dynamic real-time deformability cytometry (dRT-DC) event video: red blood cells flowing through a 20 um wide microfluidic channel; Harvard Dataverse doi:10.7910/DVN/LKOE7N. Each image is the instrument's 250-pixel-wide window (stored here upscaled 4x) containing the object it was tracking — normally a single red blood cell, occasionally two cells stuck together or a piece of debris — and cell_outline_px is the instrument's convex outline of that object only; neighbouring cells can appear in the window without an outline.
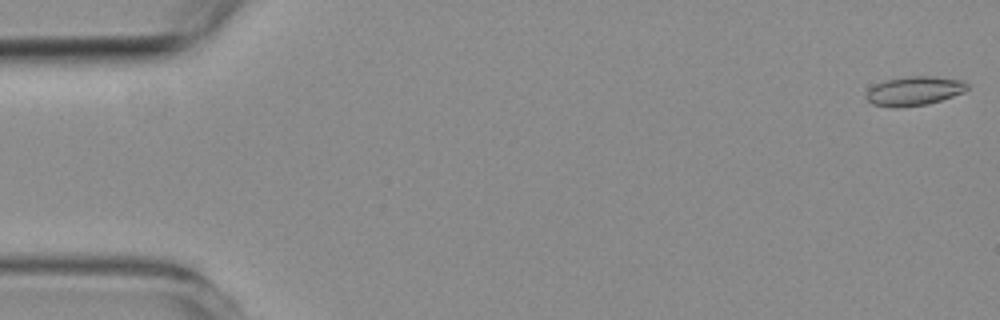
{"species": "common noctule bat (a hibernating species)", "species_latin": "Nyctalus noctula", "temperature_condition": "room temperature", "stored_images_in_passage": 5, "camera_frame_rate_fps": 3000, "um_per_image_px": 0.085, "animal": {"sex": "female", "body_mass_g": 19.3, "forearm_length_mm": 54.1}, "frame": {"image": 1, "passage_image": 1, "time_ms": 0.0, "image_size_px": [1000, 320], "cell_outline_px": [[968, 88], [964, 92], [928, 104], [900, 108], [896, 108], [872, 104], [868, 100], [868, 88], [876, 84], [888, 80], [912, 76], [932, 76], [964, 80], [968, 84]], "centroid_in_image_um": [77.74, 7.74], "position_along_channel_um": 7.3, "area_um2": 16.99}}
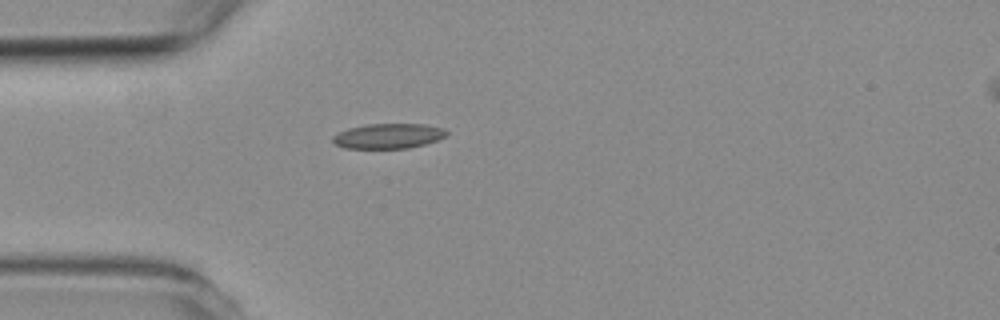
{"frame": {"image": 2, "passage_image": 4, "time_ms": 4.667, "image_size_px": [1000, 320], "cell_outline_px": [[448, 136], [424, 144], [408, 148], [344, 148], [336, 144], [332, 140], [332, 136], [348, 128], [364, 124], [424, 124], [444, 128], [448, 132]], "centroid_in_image_um": [33.02, 11.55], "position_along_channel_um": 52.0, "area_um2": 16.59}}